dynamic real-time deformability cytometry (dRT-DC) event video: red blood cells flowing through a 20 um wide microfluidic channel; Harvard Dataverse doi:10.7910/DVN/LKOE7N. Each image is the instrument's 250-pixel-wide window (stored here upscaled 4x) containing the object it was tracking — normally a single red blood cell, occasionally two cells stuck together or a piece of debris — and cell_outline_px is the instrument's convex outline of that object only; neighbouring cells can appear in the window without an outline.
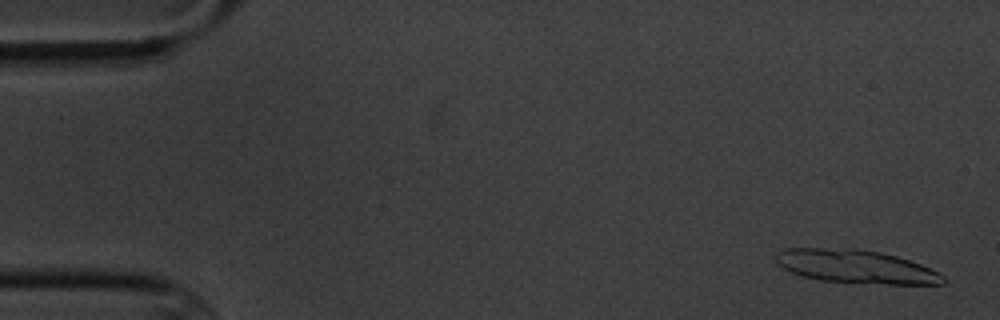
{"species": "common noctule bat (a hibernating species)", "species_latin": "Nyctalus noctula", "temperature_condition": "cold", "stored_images_in_passage": 6, "camera_frame_rate_fps": 3000, "um_per_image_px": 0.085, "animal": {"sex": "male", "body_mass_g": 20.1, "forearm_length_mm": 53.5}, "frame": {"image": 1, "passage_image": 1, "time_ms": 0.0, "image_size_px": [1000, 320], "cell_outline_px": [[944, 284], [888, 284], [820, 280], [804, 276], [792, 272], [776, 264], [776, 252], [784, 248], [856, 248], [880, 252], [896, 256], [920, 264], [940, 272], [944, 276]], "centroid_in_image_um": [72.74, 22.64], "position_along_channel_um": 12.3, "area_um2": 32.43}}